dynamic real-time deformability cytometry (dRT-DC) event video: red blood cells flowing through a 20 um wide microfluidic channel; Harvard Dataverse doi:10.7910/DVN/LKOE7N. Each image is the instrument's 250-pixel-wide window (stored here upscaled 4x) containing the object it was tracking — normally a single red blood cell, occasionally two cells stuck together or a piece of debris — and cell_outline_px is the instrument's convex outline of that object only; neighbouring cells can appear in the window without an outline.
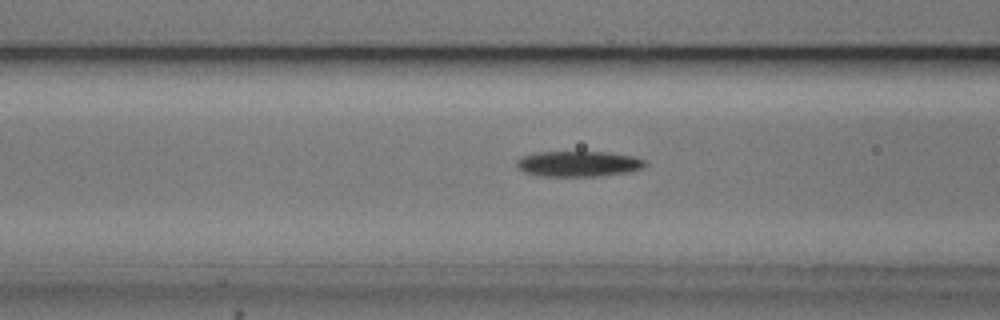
{"species": "common noctule bat (a hibernating species)", "species_latin": "Nyctalus noctula", "temperature_condition": "cold", "stored_images_in_passage": 48, "camera_frame_rate_fps": 3000, "um_per_image_px": 0.085, "animal": {"sex": "male", "body_mass_g": 20.5, "forearm_length_mm": 52.5}, "frame": {"image": 1, "passage_image": 20, "time_ms": 6.333, "image_size_px": [1000, 320], "cell_outline_px": [[648, 164], [644, 168], [628, 172], [600, 176], [540, 176], [524, 172], [516, 164], [516, 160], [520, 156], [536, 152], [608, 152], [636, 156], [644, 160]], "centroid_in_image_um": [49.19, 13.92], "position_along_channel_um": 117.4, "area_um2": 19.36}}
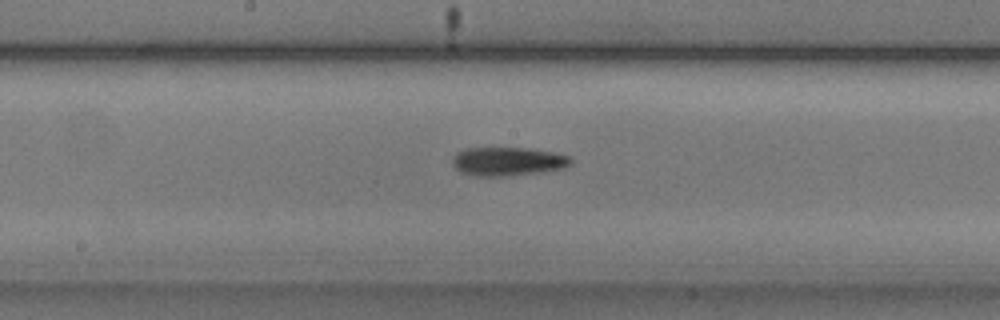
{"frame": {"image": 2, "passage_image": 27, "time_ms": 8.667, "image_size_px": [1000, 320], "cell_outline_px": [[572, 164], [564, 168], [540, 172], [504, 176], [472, 176], [460, 172], [452, 164], [452, 156], [456, 152], [464, 148], [524, 148], [556, 152], [572, 156]], "centroid_in_image_um": [43.16, 13.71], "position_along_channel_um": 205.0, "area_um2": 20.06}}
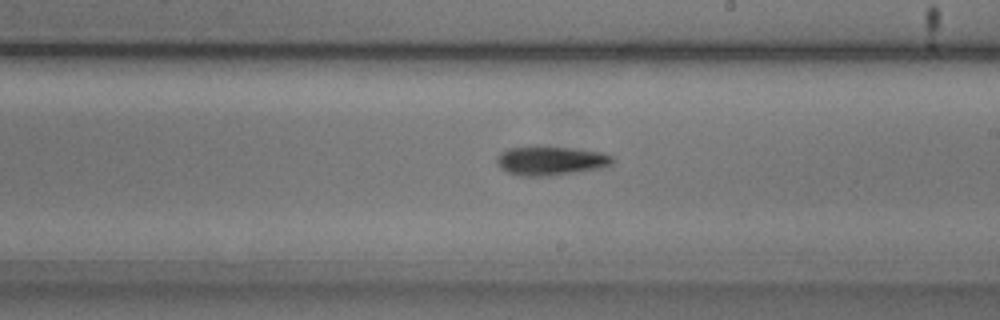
{"frame": {"image": 3, "passage_image": 30, "time_ms": 9.667, "image_size_px": [1000, 320], "cell_outline_px": [[616, 160], [612, 164], [604, 168], [552, 176], [520, 176], [508, 172], [500, 168], [496, 164], [496, 156], [500, 152], [508, 148], [532, 144], [572, 148], [600, 152], [612, 156]], "centroid_in_image_um": [46.78, 13.64], "position_along_channel_um": 242.2, "area_um2": 20.4}, "authors_computed_cell_mechanics": {"area_um2": 18.496, "velocity_mm_per_s": 3.7357, "shape_relaxation_time_tau1_ms": 5.082, "shape_relaxation_time_tau2_ms": null, "deformation_change_tau1": 0.161, "deformation_change_tau2": null}}